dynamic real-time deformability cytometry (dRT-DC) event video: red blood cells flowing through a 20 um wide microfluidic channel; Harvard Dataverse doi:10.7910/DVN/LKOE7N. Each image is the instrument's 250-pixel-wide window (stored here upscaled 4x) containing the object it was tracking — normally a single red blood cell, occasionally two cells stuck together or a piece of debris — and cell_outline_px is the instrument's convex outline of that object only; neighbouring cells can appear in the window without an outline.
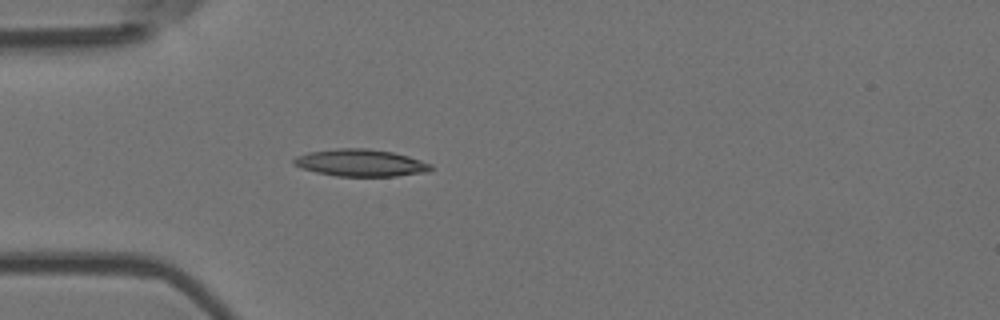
{"species": "Egyptian fruit bat (a non-hibernating species)", "species_latin": "Rousettus aegyptiacus", "temperature_condition": "room temperature", "stored_images_in_passage": 3, "camera_frame_rate_fps": 3000, "um_per_image_px": 0.085, "animal": {"sex": "female"}, "frame": {"image": 1, "passage_image": 3, "time_ms": 0.667, "image_size_px": [1000, 320], "cell_outline_px": [[432, 168], [428, 172], [396, 176], [336, 176], [316, 172], [300, 168], [292, 164], [292, 160], [296, 156], [308, 152], [336, 148], [368, 148], [392, 152], [408, 156], [432, 164]], "centroid_in_image_um": [30.62, 13.84], "position_along_channel_um": 54.4, "area_um2": 21.79}}